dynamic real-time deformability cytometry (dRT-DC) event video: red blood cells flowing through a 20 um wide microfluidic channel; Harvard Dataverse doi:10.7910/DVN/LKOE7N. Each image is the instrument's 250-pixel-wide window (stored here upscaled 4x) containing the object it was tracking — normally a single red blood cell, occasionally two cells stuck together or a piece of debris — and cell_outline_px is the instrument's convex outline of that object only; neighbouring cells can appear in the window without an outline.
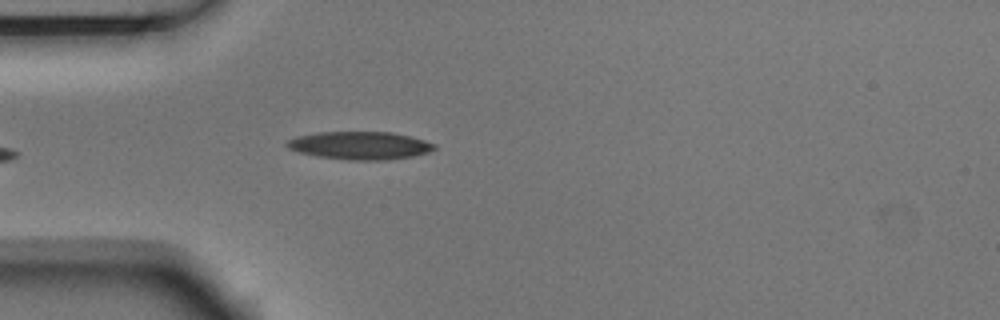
{"species": "Egyptian fruit bat (a non-hibernating species)", "species_latin": "Rousettus aegyptiacus", "temperature_condition": "room temperature", "stored_images_in_passage": 4, "camera_frame_rate_fps": 3000, "um_per_image_px": 0.085, "animal": {"sex": "male"}, "frame": {"image": 1, "passage_image": 4, "time_ms": 1.0, "image_size_px": [1000, 320], "cell_outline_px": [[436, 148], [428, 152], [412, 156], [388, 160], [348, 160], [316, 156], [300, 152], [288, 148], [284, 144], [288, 140], [296, 136], [320, 132], [392, 132], [424, 140], [436, 144]], "centroid_in_image_um": [30.58, 12.37], "position_along_channel_um": 54.4, "area_um2": 23.93}}